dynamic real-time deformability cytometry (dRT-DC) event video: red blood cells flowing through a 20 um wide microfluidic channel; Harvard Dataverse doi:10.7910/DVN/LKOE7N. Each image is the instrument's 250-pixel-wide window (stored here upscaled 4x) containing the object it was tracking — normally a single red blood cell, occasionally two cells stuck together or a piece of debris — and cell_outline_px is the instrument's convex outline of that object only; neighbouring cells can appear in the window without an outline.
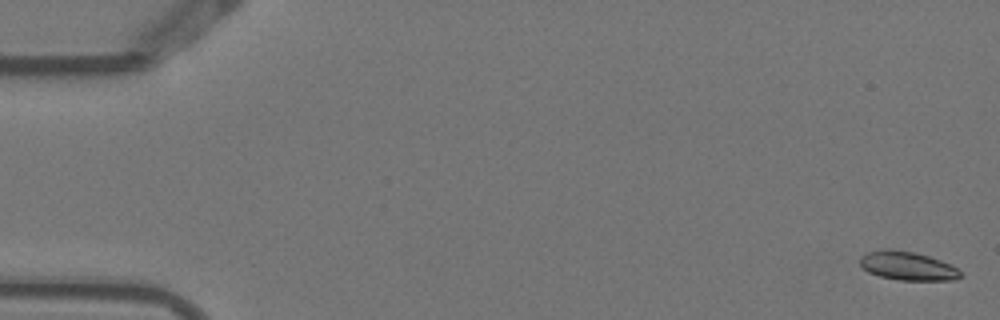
{"species": "Egyptian fruit bat (a non-hibernating species)", "species_latin": "Rousettus aegyptiacus", "temperature_condition": "warm", "stored_images_in_passage": 4, "camera_frame_rate_fps": 3000, "um_per_image_px": 0.085, "animal": {"sex": "female"}, "frame": {"image": 1, "passage_image": 1, "time_ms": 0.0, "image_size_px": [1000, 320], "cell_outline_px": [[964, 276], [956, 280], [900, 280], [880, 276], [868, 272], [860, 264], [860, 256], [876, 248], [892, 248], [916, 252], [940, 260], [964, 272]], "centroid_in_image_um": [77.14, 22.58], "position_along_channel_um": 7.9, "area_um2": 17.11}}